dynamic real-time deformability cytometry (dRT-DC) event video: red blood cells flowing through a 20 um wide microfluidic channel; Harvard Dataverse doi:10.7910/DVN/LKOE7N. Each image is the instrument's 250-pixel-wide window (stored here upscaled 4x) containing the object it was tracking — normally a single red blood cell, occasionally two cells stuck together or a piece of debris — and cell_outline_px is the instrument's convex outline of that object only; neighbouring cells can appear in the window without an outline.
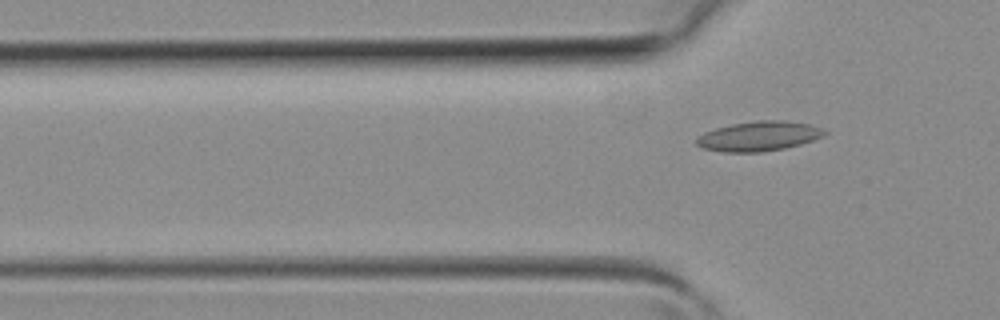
{"species": "common noctule bat (a hibernating species)", "species_latin": "Nyctalus noctula", "temperature_condition": "room temperature", "stored_images_in_passage": 2, "camera_frame_rate_fps": 3000, "um_per_image_px": 0.085, "animal": {"sex": "female", "body_mass_g": 19.3, "forearm_length_mm": 54.1}, "frame": {"image": 1, "passage_image": 2, "time_ms": 0.333, "image_size_px": [1000, 320], "cell_outline_px": [[828, 132], [824, 136], [800, 144], [784, 148], [760, 152], [724, 152], [700, 148], [696, 144], [696, 140], [704, 132], [716, 128], [732, 124], [756, 120], [784, 120], [808, 124], [820, 128]], "centroid_in_image_um": [64.48, 11.57], "position_along_channel_um": 61.3, "area_um2": 22.08}}